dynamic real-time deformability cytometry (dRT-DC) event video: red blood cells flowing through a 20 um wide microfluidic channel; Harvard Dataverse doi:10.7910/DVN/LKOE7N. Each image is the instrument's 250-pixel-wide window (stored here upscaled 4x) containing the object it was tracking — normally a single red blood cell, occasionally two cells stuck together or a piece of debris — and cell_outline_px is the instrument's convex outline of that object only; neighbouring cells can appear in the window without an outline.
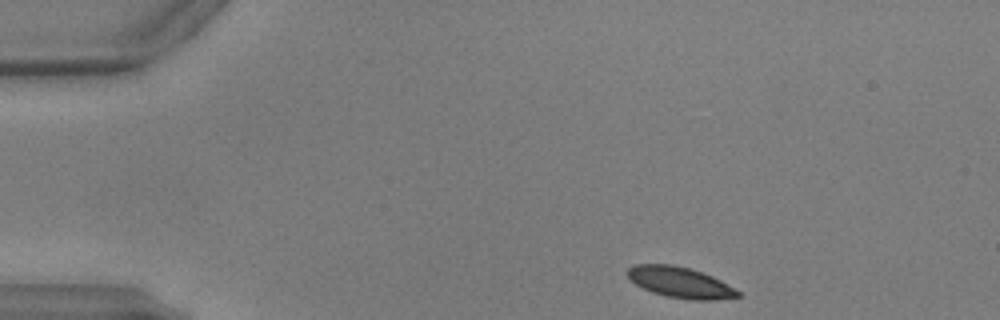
{"species": "common noctule bat (a hibernating species)", "species_latin": "Nyctalus noctula", "temperature_condition": "warm", "stored_images_in_passage": 45, "camera_frame_rate_fps": 3000, "um_per_image_px": 0.085, "animal": {"sex": "male", "body_mass_g": 17.9, "forearm_length_mm": 54.2}, "frame": {"image": 1, "passage_image": 1, "time_ms": 0.0, "image_size_px": [1000, 320], "cell_outline_px": [[740, 296], [712, 300], [688, 300], [668, 296], [652, 292], [636, 284], [624, 272], [628, 268], [636, 264], [672, 264], [692, 268], [712, 276], [720, 280], [740, 292]], "centroid_in_image_um": [57.79, 23.99], "position_along_channel_um": 27.2, "area_um2": 19.77}}
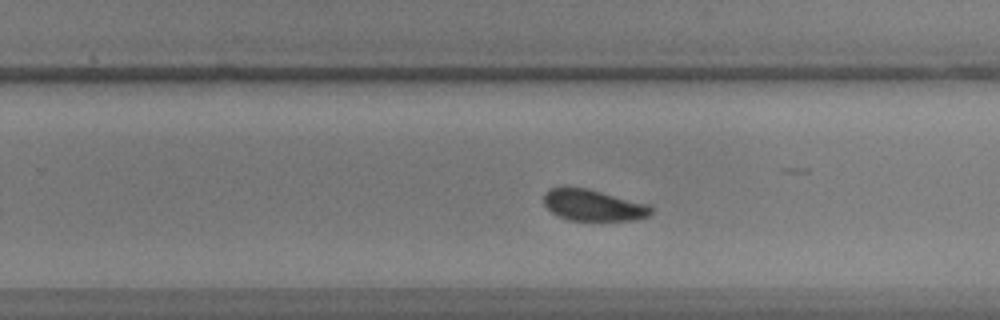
{"frame": {"image": 2, "passage_image": 26, "time_ms": 8.333, "image_size_px": [1000, 320], "cell_outline_px": [[652, 212], [648, 216], [636, 220], [568, 220], [552, 212], [544, 204], [544, 192], [548, 188], [564, 184], [588, 188], [648, 204], [652, 208]], "centroid_in_image_um": [50.36, 17.4], "position_along_channel_um": 279.4, "area_um2": 20.0}}
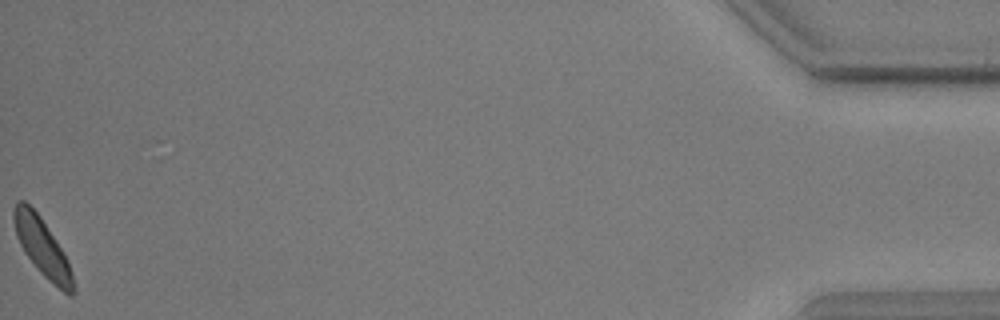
{"frame": {"image": 3, "passage_image": 45, "time_ms": 14.667, "image_size_px": [1000, 320], "cell_outline_px": [[76, 292], [72, 296], [68, 296], [48, 280], [40, 272], [24, 252], [16, 236], [12, 220], [12, 212], [16, 200], [24, 200], [40, 216], [64, 252], [68, 260], [72, 272]], "centroid_in_image_um": [3.6, 21.03], "position_along_channel_um": 431.6, "area_um2": 20.23}, "authors_computed_cell_mechanics": {"area_um2": 20.2878, "velocity_mm_per_s": 3.8652, "shape_relaxation_time_tau1_ms": 1.9739, "shape_relaxation_time_tau2_ms": 3.9007, "deformation_change_tau1": 0.0779, "deformation_change_tau2": 0.079}}